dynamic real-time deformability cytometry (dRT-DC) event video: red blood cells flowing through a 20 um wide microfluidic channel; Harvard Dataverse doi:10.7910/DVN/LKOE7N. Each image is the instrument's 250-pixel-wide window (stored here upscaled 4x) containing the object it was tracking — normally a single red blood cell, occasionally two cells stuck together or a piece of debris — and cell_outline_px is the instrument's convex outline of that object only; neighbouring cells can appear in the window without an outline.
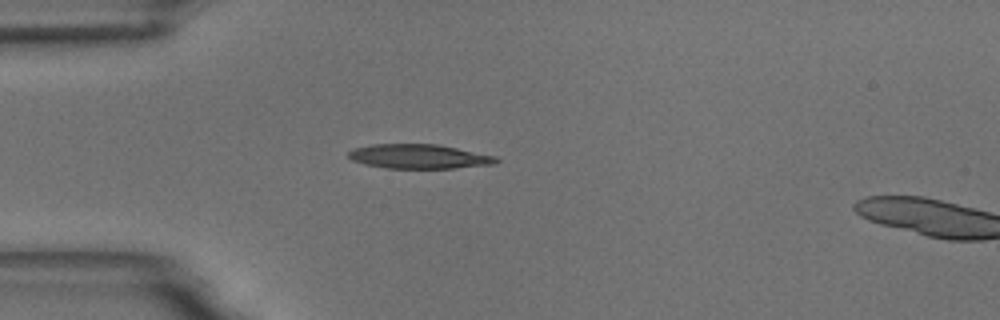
{"species": "common noctule bat (a hibernating species)", "species_latin": "Nyctalus noctula", "temperature_condition": "room temperature", "stored_images_in_passage": 16, "camera_frame_rate_fps": 3000, "um_per_image_px": 0.085, "animal": {"sex": "male", "body_mass_g": 18.8}, "frame": {"image": 1, "passage_image": 14, "time_ms": 4.333, "image_size_px": [1000, 320], "cell_outline_px": [[500, 160], [496, 164], [456, 168], [384, 168], [364, 164], [352, 160], [348, 156], [348, 152], [352, 148], [372, 144], [436, 144], [496, 156]], "centroid_in_image_um": [35.6, 13.3], "position_along_channel_um": 49.4, "area_um2": 21.04}}